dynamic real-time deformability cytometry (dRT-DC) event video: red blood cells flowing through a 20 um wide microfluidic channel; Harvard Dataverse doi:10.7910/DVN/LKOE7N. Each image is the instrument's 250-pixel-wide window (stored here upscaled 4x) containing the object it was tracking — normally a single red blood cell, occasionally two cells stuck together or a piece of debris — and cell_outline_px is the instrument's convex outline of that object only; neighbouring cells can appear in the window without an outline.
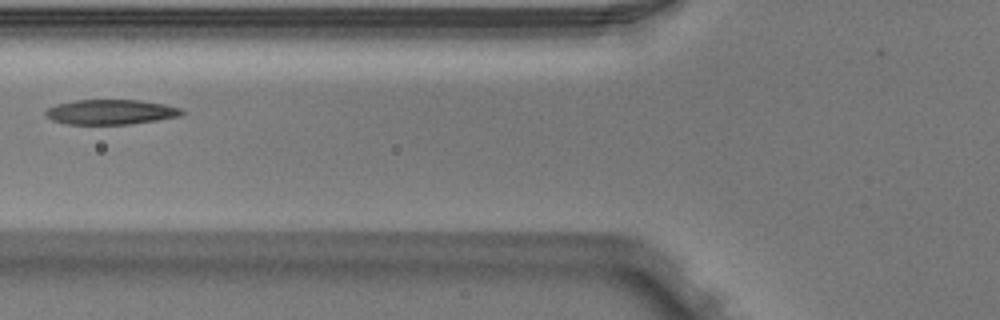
{"species": "Egyptian fruit bat (a non-hibernating species)", "species_latin": "Rousettus aegyptiacus", "temperature_condition": "warm", "stored_images_in_passage": 5, "camera_frame_rate_fps": 3000, "um_per_image_px": 0.085, "animal": {"sex": "male"}, "frame": {"image": 1, "passage_image": 5, "time_ms": 1.333, "image_size_px": [1000, 320], "cell_outline_px": [[184, 112], [180, 116], [132, 124], [64, 124], [52, 120], [44, 116], [44, 112], [48, 108], [56, 104], [76, 100], [140, 100], [164, 104], [180, 108]], "centroid_in_image_um": [9.37, 9.52], "position_along_channel_um": 116.4, "area_um2": 19.83}}